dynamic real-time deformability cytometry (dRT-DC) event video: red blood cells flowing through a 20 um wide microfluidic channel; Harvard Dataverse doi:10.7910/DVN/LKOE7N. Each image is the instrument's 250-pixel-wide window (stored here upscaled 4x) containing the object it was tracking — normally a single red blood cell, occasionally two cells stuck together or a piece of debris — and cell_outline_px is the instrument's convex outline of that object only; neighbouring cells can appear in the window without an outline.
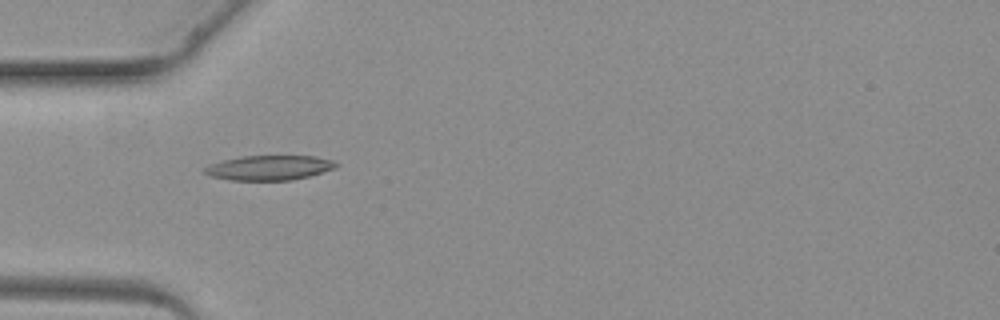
{"species": "common noctule bat (a hibernating species)", "species_latin": "Nyctalus noctula", "temperature_condition": "warm", "stored_images_in_passage": 4, "camera_frame_rate_fps": 3000, "um_per_image_px": 0.085, "animal": {"sex": "female", "body_mass_g": 19.3, "forearm_length_mm": 54.1}, "frame": {"image": 1, "passage_image": 3, "time_ms": 3.333, "image_size_px": [1000, 320], "cell_outline_px": [[340, 164], [336, 168], [308, 176], [292, 180], [232, 180], [212, 176], [204, 172], [204, 168], [208, 164], [240, 156], [316, 156], [332, 160]], "centroid_in_image_um": [22.91, 14.25], "position_along_channel_um": 62.1, "area_um2": 18.9}}
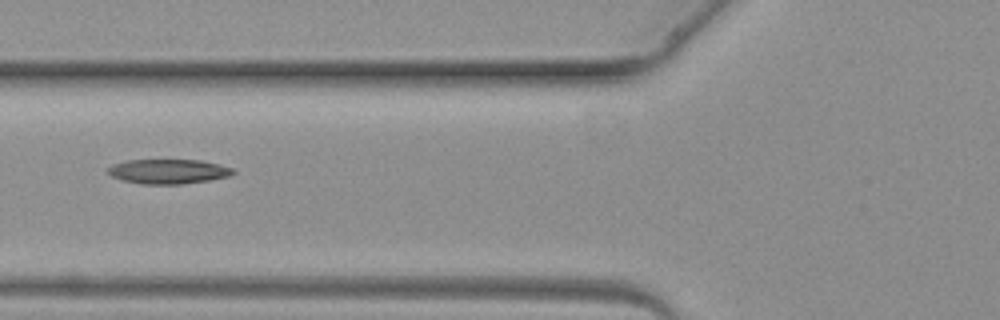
{"frame": {"image": 2, "passage_image": 4, "time_ms": 4.333, "image_size_px": [1000, 320], "cell_outline_px": [[236, 172], [228, 176], [208, 180], [180, 184], [140, 184], [124, 180], [112, 176], [108, 172], [108, 168], [112, 164], [128, 160], [200, 160], [220, 164], [232, 168]], "centroid_in_image_um": [14.31, 14.57], "position_along_channel_um": 111.5, "area_um2": 17.8}}